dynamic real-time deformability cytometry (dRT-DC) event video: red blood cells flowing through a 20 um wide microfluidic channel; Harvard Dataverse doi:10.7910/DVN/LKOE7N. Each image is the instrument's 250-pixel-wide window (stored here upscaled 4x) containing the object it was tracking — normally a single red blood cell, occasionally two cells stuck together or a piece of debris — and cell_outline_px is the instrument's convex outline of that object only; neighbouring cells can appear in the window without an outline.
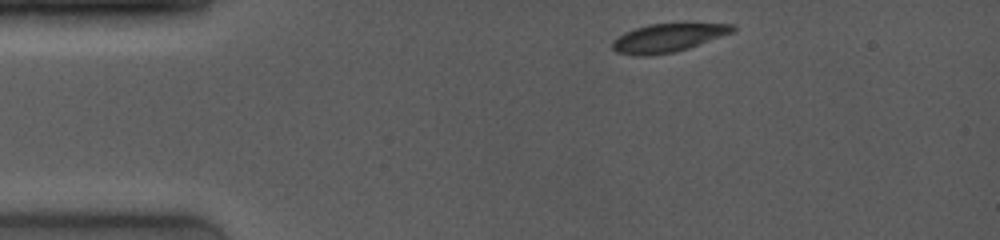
{"species": "common noctule bat (a hibernating species)", "species_latin": "Nyctalus noctula", "temperature_condition": "room temperature", "stored_images_in_passage": 8, "camera_frame_rate_fps": 4000, "um_per_image_px": 0.085, "animal": {"sex": "female", "body_mass_g": 19.0, "forearm_length_mm": 53.3}, "frame": {"image": 1, "passage_image": 1, "time_ms": 0.0, "image_size_px": [1000, 240], "cell_outline_px": [[736, 28], [732, 32], [688, 48], [676, 52], [652, 56], [636, 56], [616, 52], [612, 48], [612, 40], [624, 32], [648, 24], [688, 20], [732, 24]], "centroid_in_image_um": [56.8, 3.16], "position_along_channel_um": 28.2, "area_um2": 20.92}}
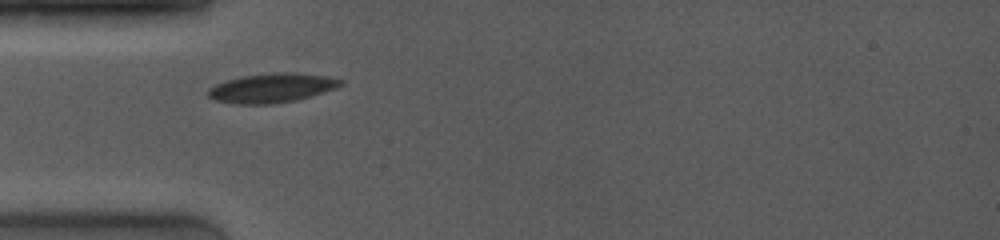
{"frame": {"image": 2, "passage_image": 5, "time_ms": 2.25, "image_size_px": [1000, 240], "cell_outline_px": [[344, 84], [336, 88], [324, 92], [296, 100], [272, 104], [232, 104], [216, 100], [208, 96], [208, 88], [216, 84], [228, 80], [244, 76], [280, 72], [284, 72], [328, 76], [344, 80]], "centroid_in_image_um": [23.12, 7.49], "position_along_channel_um": 61.9, "area_um2": 22.43}}